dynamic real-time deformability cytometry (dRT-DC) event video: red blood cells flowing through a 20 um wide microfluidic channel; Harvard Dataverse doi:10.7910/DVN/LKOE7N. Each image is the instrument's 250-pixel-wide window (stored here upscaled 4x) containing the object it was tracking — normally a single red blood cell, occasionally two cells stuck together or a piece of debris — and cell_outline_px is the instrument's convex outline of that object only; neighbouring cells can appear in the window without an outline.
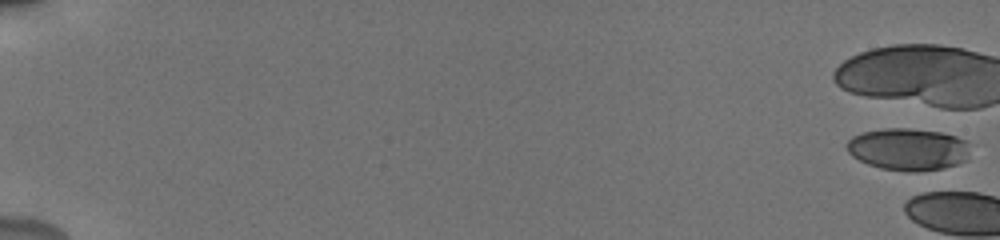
{"species": "human", "species_latin": "Homo sapiens", "temperature_condition": "cold", "stored_images_in_passage": 24, "camera_frame_rate_fps": 3000, "um_per_image_px": 0.085, "donor": {"sex": "male"}, "frame": {"image": 1, "passage_image": 1, "time_ms": 0.0, "image_size_px": [1000, 240], "cell_outline_px": [[968, 160], [944, 168], [912, 172], [908, 172], [880, 168], [868, 164], [852, 156], [848, 152], [844, 144], [852, 136], [864, 132], [884, 128], [908, 128], [940, 132], [956, 136], [968, 140]], "centroid_in_image_um": [77.18, 12.68], "position_along_channel_um": 7.8, "area_um2": 30.52}}